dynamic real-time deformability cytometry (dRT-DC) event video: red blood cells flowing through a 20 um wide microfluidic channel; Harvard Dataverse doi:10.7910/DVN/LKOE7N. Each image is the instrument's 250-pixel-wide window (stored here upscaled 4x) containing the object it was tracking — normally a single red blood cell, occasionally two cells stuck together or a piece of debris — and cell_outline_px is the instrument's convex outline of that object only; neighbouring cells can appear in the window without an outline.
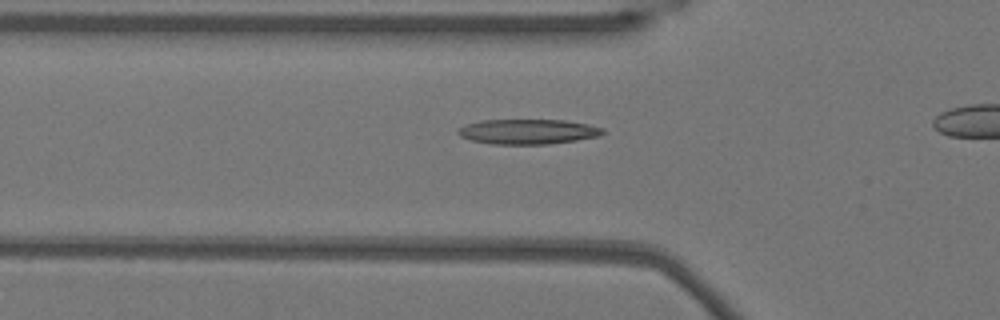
{"species": "Egyptian fruit bat (a non-hibernating species)", "species_latin": "Rousettus aegyptiacus", "temperature_condition": "warm", "stored_images_in_passage": 14, "camera_frame_rate_fps": 3000, "um_per_image_px": 0.085, "animal": {"sex": "female"}, "frame": {"image": 1, "passage_image": 2, "time_ms": 0.333, "image_size_px": [1000, 320], "cell_outline_px": [[604, 132], [600, 136], [576, 140], [548, 144], [492, 144], [472, 140], [460, 136], [456, 132], [460, 128], [468, 124], [480, 120], [564, 120], [588, 124], [604, 128]], "centroid_in_image_um": [44.9, 11.19], "position_along_channel_um": 80.9, "area_um2": 20.98}}
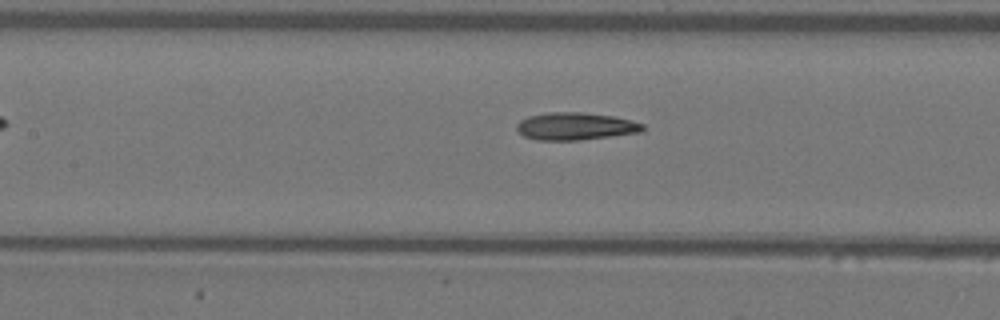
{"frame": {"image": 2, "passage_image": 8, "time_ms": 2.333, "image_size_px": [1000, 320], "cell_outline_px": [[644, 128], [640, 132], [612, 136], [580, 140], [536, 140], [524, 136], [516, 128], [516, 124], [520, 120], [528, 116], [548, 112], [584, 112], [612, 116], [644, 124]], "centroid_in_image_um": [48.87, 10.73], "position_along_channel_um": 158.5, "area_um2": 20.11}}
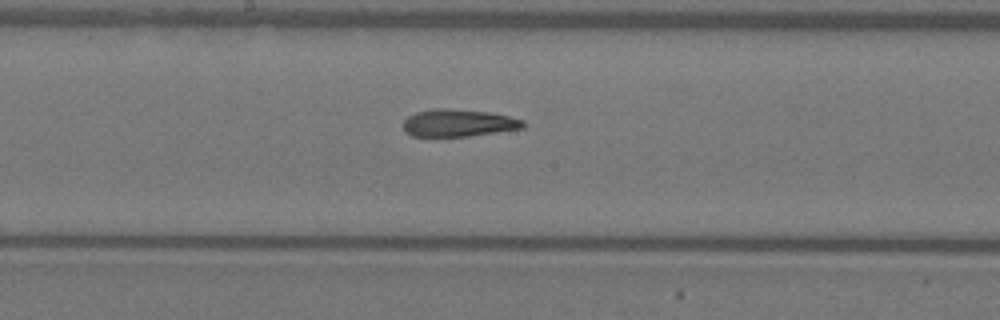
{"frame": {"image": 3, "passage_image": 12, "time_ms": 3.667, "image_size_px": [1000, 320], "cell_outline_px": [[524, 128], [468, 136], [412, 136], [404, 132], [404, 120], [408, 116], [416, 112], [436, 108], [452, 108], [488, 112], [508, 116], [524, 120]], "centroid_in_image_um": [38.95, 10.44], "position_along_channel_um": 209.3, "area_um2": 19.07}}